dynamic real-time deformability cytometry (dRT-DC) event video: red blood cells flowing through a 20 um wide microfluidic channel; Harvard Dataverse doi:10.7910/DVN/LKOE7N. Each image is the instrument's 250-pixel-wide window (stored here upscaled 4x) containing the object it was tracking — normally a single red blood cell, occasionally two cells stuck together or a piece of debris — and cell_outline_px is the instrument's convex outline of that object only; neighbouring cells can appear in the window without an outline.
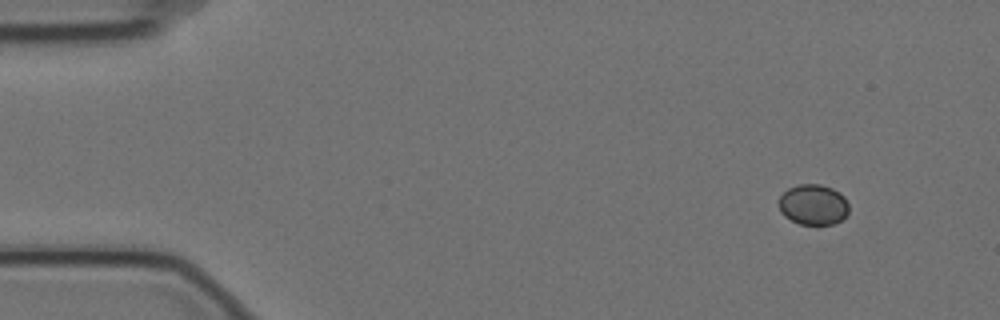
{"species": "Egyptian fruit bat (a non-hibernating species)", "species_latin": "Rousettus aegyptiacus", "temperature_condition": "cold", "stored_images_in_passage": 5, "camera_frame_rate_fps": 3000, "um_per_image_px": 0.085, "animal": {"sex": "female"}, "frame": {"image": 1, "passage_image": 1, "time_ms": 0.0, "image_size_px": [1000, 320], "cell_outline_px": [[848, 212], [840, 220], [832, 224], [800, 224], [784, 216], [780, 212], [780, 196], [788, 188], [800, 184], [820, 184], [832, 188], [840, 192], [844, 196], [848, 204]], "centroid_in_image_um": [69.13, 17.38], "position_along_channel_um": 15.9, "area_um2": 16.42}}
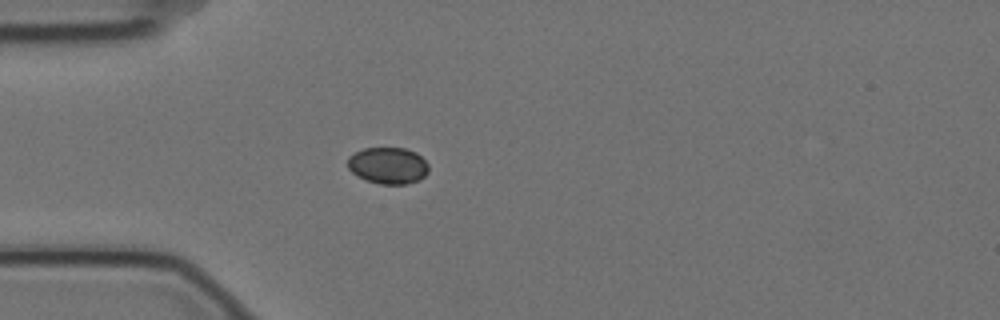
{"frame": {"image": 2, "passage_image": 4, "time_ms": 1.0, "image_size_px": [1000, 320], "cell_outline_px": [[428, 172], [420, 180], [404, 184], [380, 184], [368, 180], [352, 172], [348, 168], [348, 156], [364, 148], [404, 148], [416, 152], [428, 164]], "centroid_in_image_um": [33.0, 14.06], "position_along_channel_um": 52.0, "area_um2": 17.11}}